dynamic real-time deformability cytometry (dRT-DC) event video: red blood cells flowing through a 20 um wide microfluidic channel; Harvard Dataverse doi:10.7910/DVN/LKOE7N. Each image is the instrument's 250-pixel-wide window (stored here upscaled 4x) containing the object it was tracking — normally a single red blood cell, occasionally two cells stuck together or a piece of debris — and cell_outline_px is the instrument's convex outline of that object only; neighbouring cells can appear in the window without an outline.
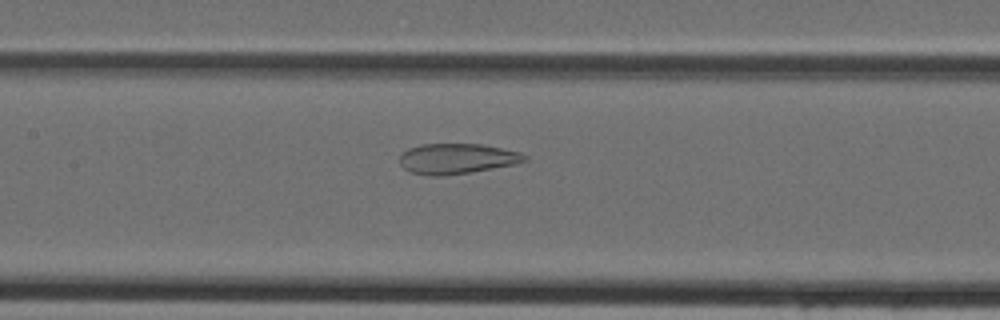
{"species": "Egyptian fruit bat (a non-hibernating species)", "species_latin": "Rousettus aegyptiacus", "temperature_condition": "cold", "stored_images_in_passage": 37, "camera_frame_rate_fps": 3000, "um_per_image_px": 0.085, "animal": {"sex": "female"}, "frame": {"image": 1, "passage_image": 13, "time_ms": 4.0, "image_size_px": [1000, 320], "cell_outline_px": [[528, 160], [516, 164], [468, 172], [440, 176], [428, 176], [408, 172], [400, 164], [400, 156], [408, 148], [420, 144], [480, 144], [520, 152], [528, 156]], "centroid_in_image_um": [38.82, 13.49], "position_along_channel_um": 168.6, "area_um2": 22.08}}
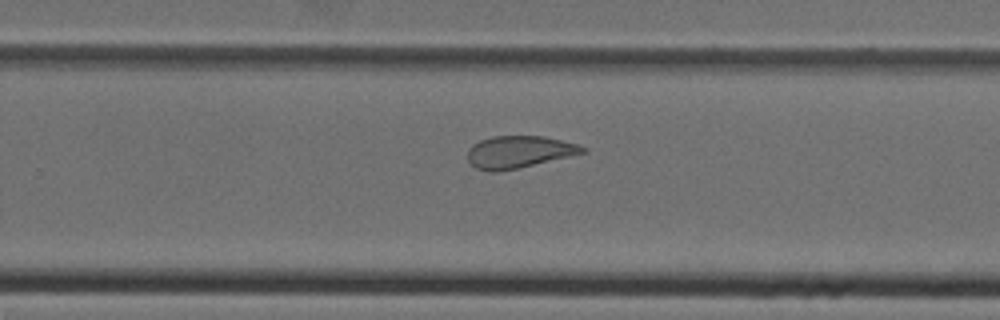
{"frame": {"image": 2, "passage_image": 21, "time_ms": 6.667, "image_size_px": [1000, 320], "cell_outline_px": [[588, 152], [516, 168], [496, 172], [492, 172], [476, 168], [468, 160], [468, 148], [472, 144], [480, 140], [492, 136], [544, 136], [576, 144], [588, 148]], "centroid_in_image_um": [44.1, 12.9], "position_along_channel_um": 285.7, "area_um2": 21.39}}
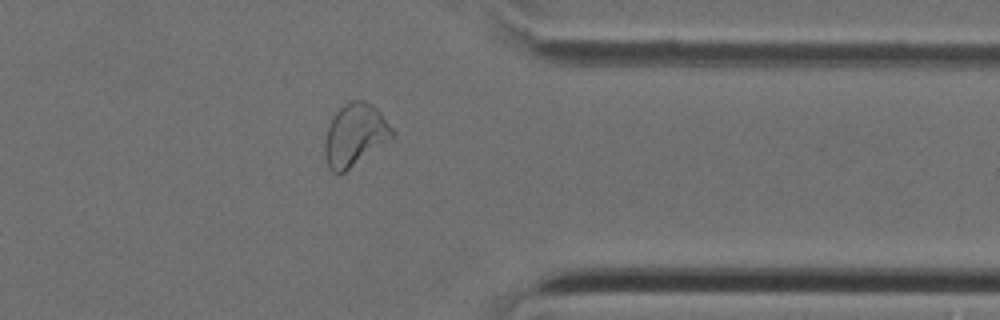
{"frame": {"image": 3, "passage_image": 28, "time_ms": 9.0, "image_size_px": [1000, 320], "cell_outline_px": [[396, 136], [344, 172], [332, 172], [328, 168], [324, 156], [324, 144], [328, 128], [336, 112], [344, 104], [352, 100], [364, 100], [372, 104], [380, 112], [396, 132]], "centroid_in_image_um": [30.19, 11.47], "position_along_channel_um": 381.2, "area_um2": 24.45}}